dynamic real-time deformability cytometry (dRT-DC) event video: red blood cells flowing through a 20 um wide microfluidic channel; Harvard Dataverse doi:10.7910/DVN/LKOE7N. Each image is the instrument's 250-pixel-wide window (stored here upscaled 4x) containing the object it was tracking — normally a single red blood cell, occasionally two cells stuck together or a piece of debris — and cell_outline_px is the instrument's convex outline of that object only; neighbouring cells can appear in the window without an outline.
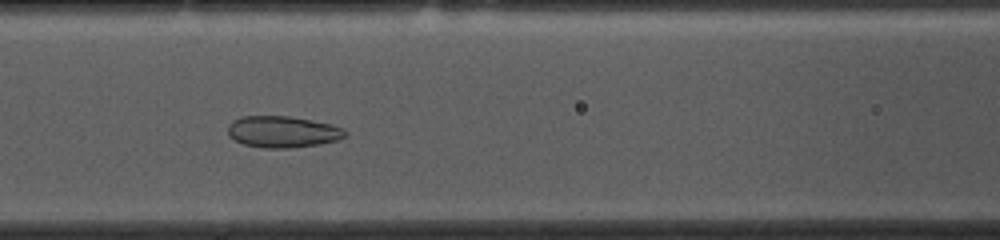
{"species": "common noctule bat (a hibernating species)", "species_latin": "Nyctalus noctula", "temperature_condition": "cold", "stored_images_in_passage": 52, "camera_frame_rate_fps": 3000, "um_per_image_px": 0.085, "animal": {"sex": "female", "body_mass_g": 10.0, "forearm_length_mm": 53.1}, "frame": {"image": 1, "passage_image": 20, "time_ms": 6.333, "image_size_px": [1000, 240], "cell_outline_px": [[348, 136], [336, 140], [320, 144], [288, 148], [264, 148], [244, 144], [228, 136], [228, 124], [232, 120], [240, 116], [288, 116], [332, 124], [344, 128], [348, 132]], "centroid_in_image_um": [24.03, 11.2], "position_along_channel_um": 142.6, "area_um2": 21.68}}
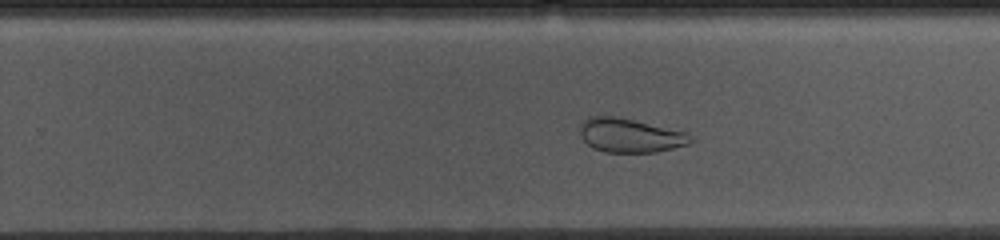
{"frame": {"image": 2, "passage_image": 31, "time_ms": 10.0, "image_size_px": [1000, 240], "cell_outline_px": [[692, 140], [688, 144], [656, 152], [604, 152], [592, 148], [580, 136], [580, 124], [588, 116], [612, 116], [632, 120], [684, 132], [692, 136]], "centroid_in_image_um": [53.49, 11.52], "position_along_channel_um": 276.3, "area_um2": 21.56}}
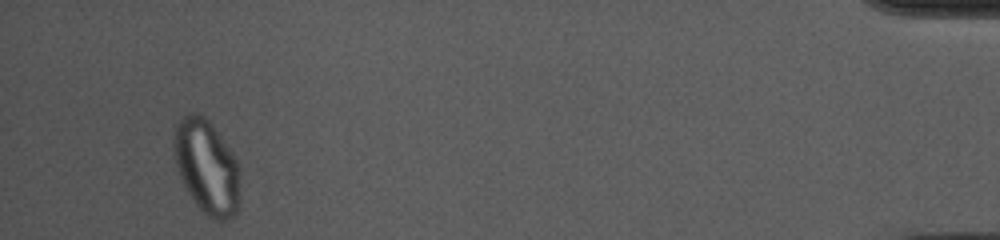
{"frame": {"image": 3, "passage_image": 49, "time_ms": 16.0, "image_size_px": [1000, 240], "cell_outline_px": [[240, 204], [236, 216], [220, 224], [212, 220], [196, 204], [188, 192], [180, 176], [176, 164], [176, 124], [188, 112], [196, 112], [204, 116], [208, 120], [232, 152], [240, 168]], "centroid_in_image_um": [17.65, 14.27], "position_along_channel_um": 417.5, "area_um2": 36.3}, "authors_computed_cell_mechanics": {"area_um2": 27.9174, "velocity_mm_per_s": 3.6601, "shape_relaxation_time_tau1_ms": null, "shape_relaxation_time_tau2_ms": 1.2164, "deformation_change_tau1": null, "deformation_change_tau2": 0.0691}}